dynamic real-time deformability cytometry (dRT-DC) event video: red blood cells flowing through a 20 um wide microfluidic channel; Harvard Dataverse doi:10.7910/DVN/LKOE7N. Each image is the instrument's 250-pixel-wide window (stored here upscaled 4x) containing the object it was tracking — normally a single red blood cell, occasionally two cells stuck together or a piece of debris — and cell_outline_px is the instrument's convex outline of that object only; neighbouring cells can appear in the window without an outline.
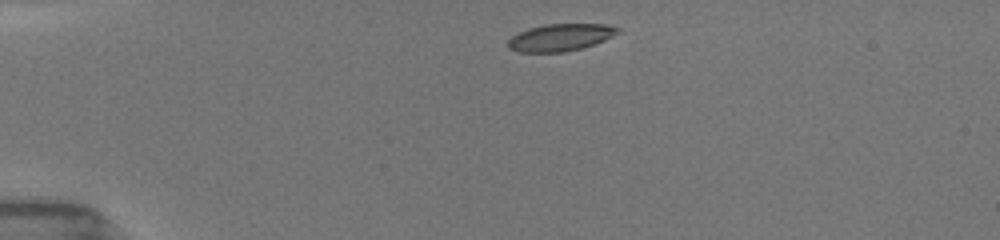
{"species": "common noctule bat (a hibernating species)", "species_latin": "Nyctalus noctula", "temperature_condition": "room temperature", "stored_images_in_passage": 23, "camera_frame_rate_fps": 3000, "um_per_image_px": 0.085, "animal": {"sex": "female", "body_mass_g": 19.5, "forearm_length_mm": 54.1}, "frame": {"image": 1, "passage_image": 1, "time_ms": 0.0, "image_size_px": [1000, 240], "cell_outline_px": [[620, 32], [604, 40], [580, 48], [564, 52], [520, 52], [508, 48], [508, 40], [512, 36], [528, 28], [544, 24], [608, 24], [620, 28]], "centroid_in_image_um": [47.63, 3.17], "position_along_channel_um": 37.4, "area_um2": 17.28}}
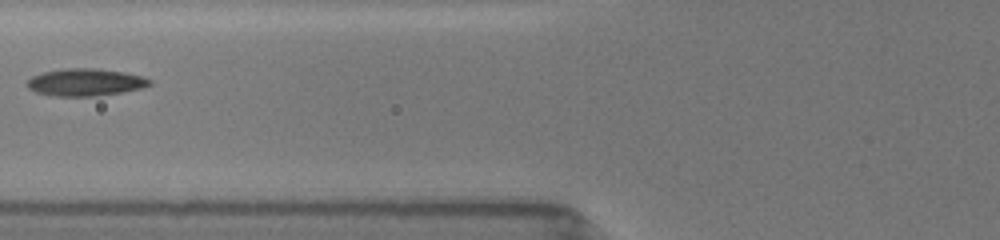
{"frame": {"image": 2, "passage_image": 15, "time_ms": 3.333, "image_size_px": [1000, 240], "cell_outline_px": [[152, 84], [140, 88], [120, 92], [96, 96], [52, 96], [36, 92], [28, 88], [24, 84], [32, 76], [44, 72], [64, 68], [96, 68], [124, 72], [140, 76], [152, 80]], "centroid_in_image_um": [7.21, 6.99], "position_along_channel_um": 118.6, "area_um2": 19.48}}
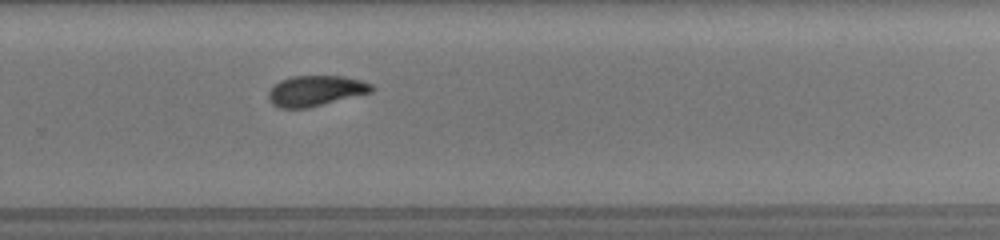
{"frame": {"image": 3, "passage_image": 23, "time_ms": 8.0, "image_size_px": [1000, 240], "cell_outline_px": [[376, 88], [372, 92], [308, 108], [280, 108], [272, 104], [268, 100], [268, 92], [280, 80], [292, 76], [344, 76], [360, 80], [372, 84]], "centroid_in_image_um": [26.84, 7.72], "position_along_channel_um": 303.0, "area_um2": 18.38}}